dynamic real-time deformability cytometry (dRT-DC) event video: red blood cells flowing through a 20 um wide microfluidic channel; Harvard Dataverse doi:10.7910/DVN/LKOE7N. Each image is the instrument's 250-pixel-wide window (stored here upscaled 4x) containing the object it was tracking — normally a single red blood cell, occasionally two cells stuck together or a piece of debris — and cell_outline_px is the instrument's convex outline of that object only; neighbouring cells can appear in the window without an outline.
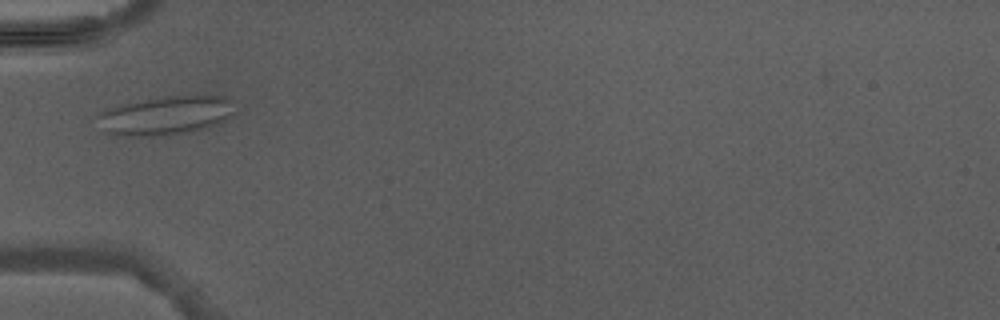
{"species": "Egyptian fruit bat (a non-hibernating species)", "species_latin": "Rousettus aegyptiacus", "temperature_condition": "warm", "stored_images_in_passage": 2, "camera_frame_rate_fps": 3000, "um_per_image_px": 0.085, "animal": {"sex": "male"}, "frame": {"image": 1, "passage_image": 1, "time_ms": 0.0, "image_size_px": [1000, 320], "cell_outline_px": [[236, 100], [232, 112], [220, 124], [208, 128], [168, 136], [120, 136], [108, 132], [96, 116], [100, 112], [108, 108], [120, 104], [168, 96], [224, 96]], "centroid_in_image_um": [14.14, 9.82], "position_along_channel_um": 70.9, "area_um2": 31.04}}